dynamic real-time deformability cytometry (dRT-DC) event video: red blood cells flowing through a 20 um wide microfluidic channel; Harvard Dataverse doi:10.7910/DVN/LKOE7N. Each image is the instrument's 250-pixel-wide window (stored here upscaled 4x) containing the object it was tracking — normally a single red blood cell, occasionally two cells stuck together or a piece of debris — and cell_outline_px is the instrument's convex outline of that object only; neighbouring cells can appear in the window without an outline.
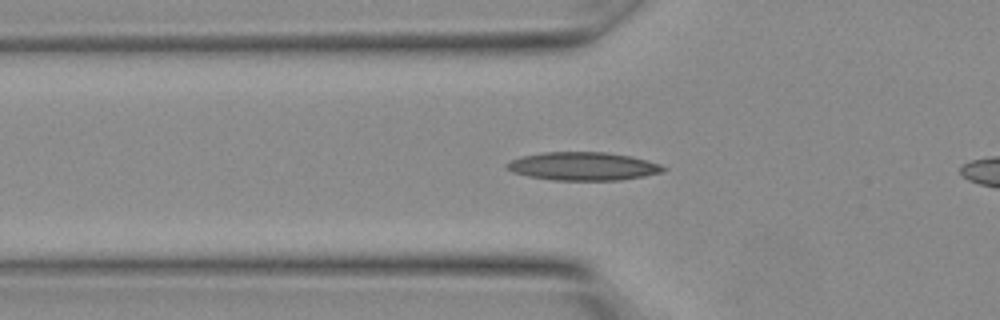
{"species": "Egyptian fruit bat (a non-hibernating species)", "species_latin": "Rousettus aegyptiacus", "temperature_condition": "warm", "stored_images_in_passage": 7, "camera_frame_rate_fps": 3000, "um_per_image_px": 0.085, "animal": {"sex": "female"}, "frame": {"image": 1, "passage_image": 6, "time_ms": 1.667, "image_size_px": [1000, 320], "cell_outline_px": [[668, 168], [664, 172], [644, 176], [616, 180], [556, 180], [528, 176], [512, 172], [504, 164], [508, 160], [520, 156], [540, 152], [608, 152], [632, 156], [660, 164]], "centroid_in_image_um": [49.54, 14.12], "position_along_channel_um": 76.3, "area_um2": 25.95}}